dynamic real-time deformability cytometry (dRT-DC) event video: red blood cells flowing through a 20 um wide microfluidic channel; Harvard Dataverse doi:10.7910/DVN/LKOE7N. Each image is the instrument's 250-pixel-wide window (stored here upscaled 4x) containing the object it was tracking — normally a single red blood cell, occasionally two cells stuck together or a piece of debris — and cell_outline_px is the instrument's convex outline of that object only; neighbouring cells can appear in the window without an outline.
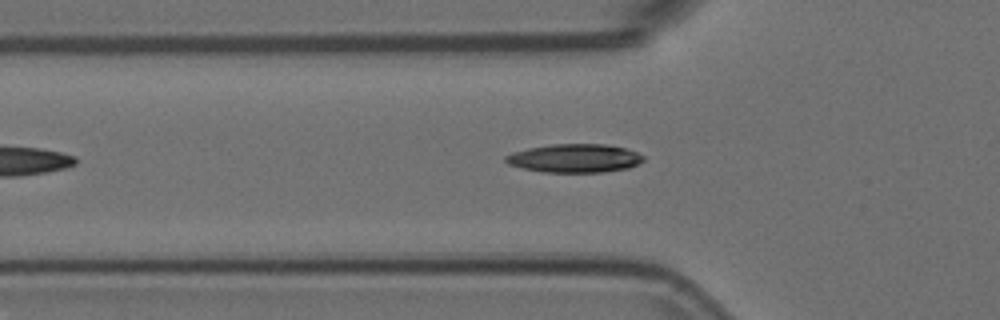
{"species": "Egyptian fruit bat (a non-hibernating species)", "species_latin": "Rousettus aegyptiacus", "temperature_condition": "room temperature", "stored_images_in_passage": 41, "camera_frame_rate_fps": 3000, "um_per_image_px": 0.085, "animal": {"sex": "female"}, "frame": {"image": 1, "passage_image": 9, "time_ms": 2.667, "image_size_px": [1000, 320], "cell_outline_px": [[644, 160], [628, 168], [604, 172], [544, 172], [524, 168], [508, 164], [504, 160], [504, 156], [512, 152], [528, 148], [552, 144], [604, 144], [624, 148], [636, 152], [644, 156]], "centroid_in_image_um": [48.82, 13.45], "position_along_channel_um": 77.0, "area_um2": 22.77}}
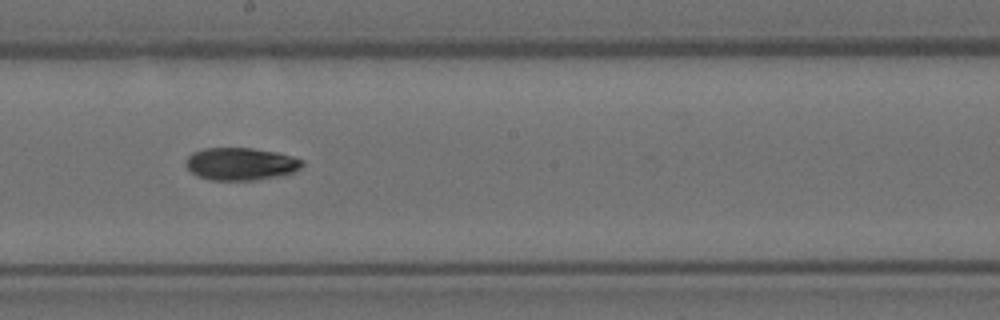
{"frame": {"image": 2, "passage_image": 21, "time_ms": 6.667, "image_size_px": [1000, 320], "cell_outline_px": [[304, 164], [300, 168], [284, 176], [256, 180], [208, 180], [196, 176], [184, 164], [188, 156], [192, 152], [204, 148], [252, 148], [276, 152], [292, 156], [304, 160]], "centroid_in_image_um": [20.47, 13.94], "position_along_channel_um": 227.7, "area_um2": 22.37}}
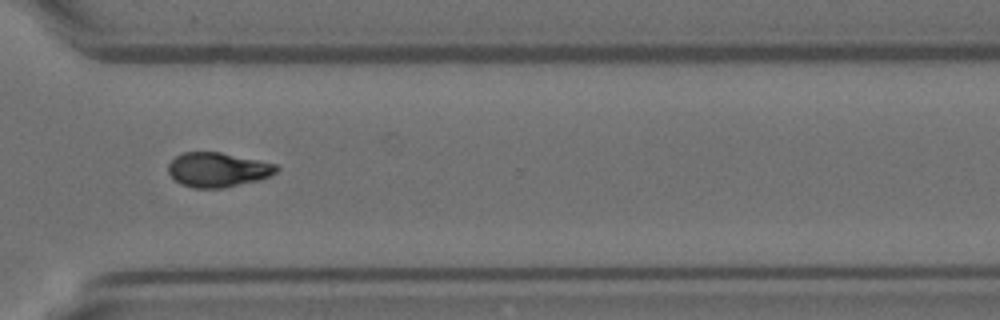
{"frame": {"image": 3, "passage_image": 31, "time_ms": 10.0, "image_size_px": [1000, 320], "cell_outline_px": [[280, 168], [276, 172], [260, 180], [224, 188], [192, 188], [180, 184], [168, 172], [168, 164], [176, 156], [184, 152], [220, 152], [276, 164]], "centroid_in_image_um": [18.5, 14.43], "position_along_channel_um": 352.1, "area_um2": 21.73}}